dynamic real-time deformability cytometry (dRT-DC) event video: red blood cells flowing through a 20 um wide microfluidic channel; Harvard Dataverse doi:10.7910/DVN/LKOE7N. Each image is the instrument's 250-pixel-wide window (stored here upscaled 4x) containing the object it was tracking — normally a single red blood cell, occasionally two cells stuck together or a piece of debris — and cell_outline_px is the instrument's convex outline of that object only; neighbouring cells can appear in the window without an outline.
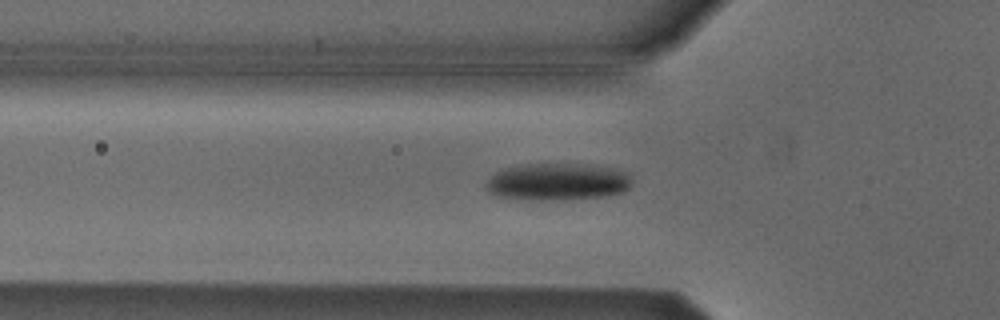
{"species": "Egyptian fruit bat (a non-hibernating species)", "species_latin": "Rousettus aegyptiacus", "temperature_condition": "cold", "stored_images_in_passage": 44, "camera_frame_rate_fps": 3000, "um_per_image_px": 0.085, "animal": {"sex": "male"}, "frame": {"image": 1, "passage_image": 15, "time_ms": 4.667, "image_size_px": [1000, 320], "cell_outline_px": [[632, 184], [624, 192], [608, 196], [564, 200], [528, 200], [500, 196], [492, 192], [484, 184], [496, 172], [504, 168], [520, 164], [588, 164], [612, 168], [628, 172], [632, 176]], "centroid_in_image_um": [47.46, 15.45], "position_along_channel_um": 78.3, "area_um2": 31.91}}
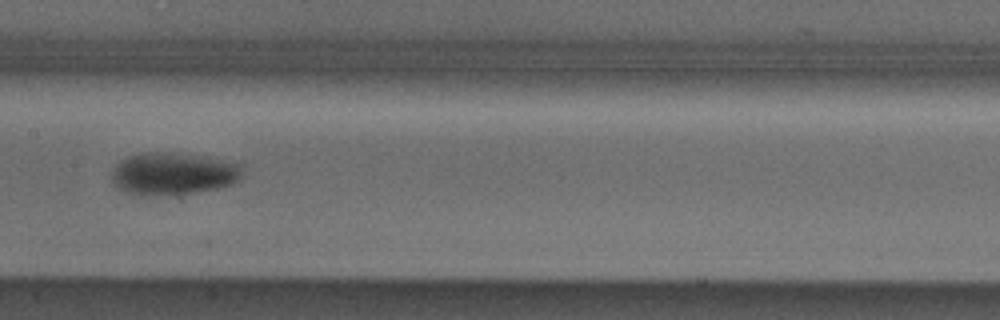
{"frame": {"image": 2, "passage_image": 24, "time_ms": 7.667, "image_size_px": [1000, 320], "cell_outline_px": [[240, 176], [232, 184], [220, 188], [196, 192], [168, 196], [140, 196], [128, 192], [120, 188], [112, 180], [112, 168], [120, 160], [128, 156], [148, 152], [164, 152], [240, 164]], "centroid_in_image_um": [14.62, 14.81], "position_along_channel_um": 192.8, "area_um2": 31.62}}
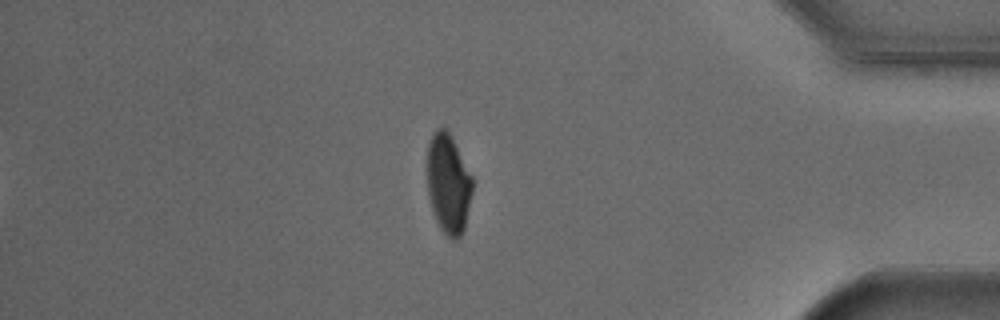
{"frame": {"image": 3, "passage_image": 43, "time_ms": 14.0, "image_size_px": [1000, 320], "cell_outline_px": [[472, 192], [464, 228], [460, 236], [456, 240], [452, 240], [440, 228], [436, 220], [432, 208], [428, 192], [428, 140], [432, 132], [436, 128], [444, 128], [452, 136], [472, 176]], "centroid_in_image_um": [38.11, 15.58], "position_along_channel_um": 397.1, "area_um2": 26.13}}